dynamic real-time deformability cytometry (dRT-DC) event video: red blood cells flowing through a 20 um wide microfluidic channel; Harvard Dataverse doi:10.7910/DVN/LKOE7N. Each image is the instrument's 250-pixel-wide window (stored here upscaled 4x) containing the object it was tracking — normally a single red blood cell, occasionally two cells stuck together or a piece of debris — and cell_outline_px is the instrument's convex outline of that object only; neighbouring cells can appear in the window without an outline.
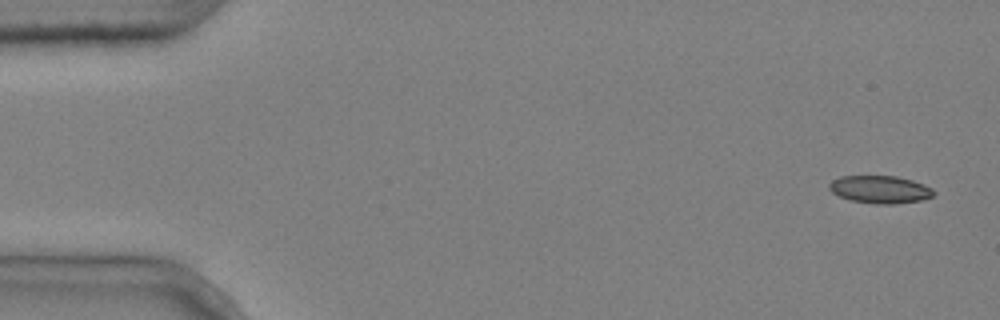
{"species": "common noctule bat (a hibernating species)", "species_latin": "Nyctalus noctula", "temperature_condition": "cold", "stored_images_in_passage": 6, "camera_frame_rate_fps": 3000, "um_per_image_px": 0.085, "animal": {"sex": "male", "body_mass_g": 20.4}, "frame": {"image": 1, "passage_image": 1, "time_ms": 0.0, "image_size_px": [1000, 320], "cell_outline_px": [[936, 192], [932, 196], [920, 200], [896, 204], [876, 204], [848, 200], [832, 192], [828, 188], [828, 184], [832, 180], [840, 176], [896, 176], [912, 180], [924, 184], [932, 188]], "centroid_in_image_um": [74.79, 16.1], "position_along_channel_um": 10.2, "area_um2": 16.94}}